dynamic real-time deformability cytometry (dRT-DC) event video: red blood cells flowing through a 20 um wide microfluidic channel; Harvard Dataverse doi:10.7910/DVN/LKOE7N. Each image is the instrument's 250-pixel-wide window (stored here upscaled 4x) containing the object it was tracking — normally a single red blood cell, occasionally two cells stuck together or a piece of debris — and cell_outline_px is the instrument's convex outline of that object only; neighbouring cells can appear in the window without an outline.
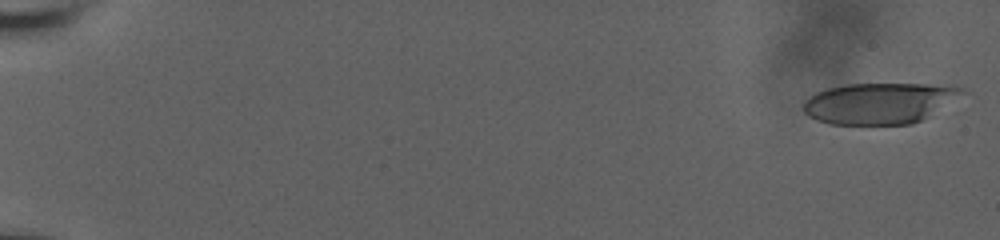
{"species": "human", "species_latin": "Homo sapiens", "temperature_condition": "room temperature", "stored_images_in_passage": 26, "camera_frame_rate_fps": 3000, "um_per_image_px": 0.085, "donor": {"sex": "male"}, "frame": {"image": 1, "passage_image": 1, "time_ms": 0.0, "image_size_px": [1000, 240], "cell_outline_px": [[972, 92], [920, 120], [912, 124], [828, 124], [816, 120], [808, 116], [804, 112], [804, 100], [816, 92], [824, 88], [844, 84], [956, 84]], "centroid_in_image_um": [74.84, 8.74], "position_along_channel_um": 10.2, "area_um2": 38.73}}
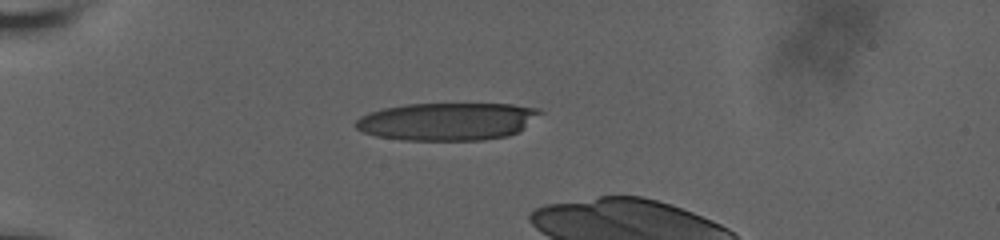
{"frame": {"image": 2, "passage_image": 18, "time_ms": 5.667, "image_size_px": [1000, 240], "cell_outline_px": [[544, 112], [520, 132], [508, 136], [484, 140], [404, 140], [376, 136], [364, 132], [356, 128], [352, 124], [360, 116], [368, 112], [384, 108], [408, 104], [512, 104], [540, 108]], "centroid_in_image_um": [38.05, 10.32], "position_along_channel_um": 46.9, "area_um2": 40.92}}
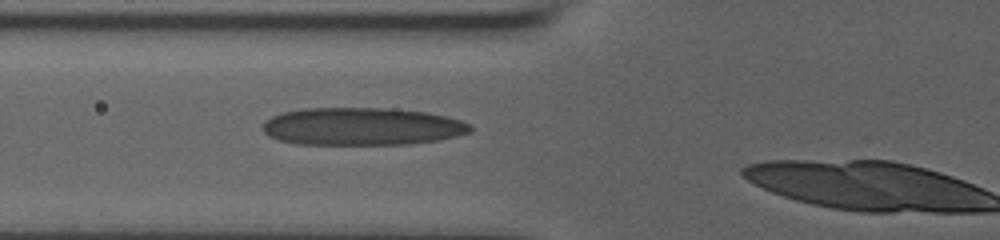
{"frame": {"image": 3, "passage_image": 25, "time_ms": 8.0, "image_size_px": [1000, 240], "cell_outline_px": [[472, 132], [440, 140], [408, 144], [296, 144], [280, 140], [268, 136], [264, 132], [264, 120], [272, 116], [284, 112], [304, 108], [384, 108], [424, 112], [444, 116], [460, 120], [468, 124], [472, 128]], "centroid_in_image_um": [30.75, 10.75], "position_along_channel_um": 95.0, "area_um2": 45.43}}